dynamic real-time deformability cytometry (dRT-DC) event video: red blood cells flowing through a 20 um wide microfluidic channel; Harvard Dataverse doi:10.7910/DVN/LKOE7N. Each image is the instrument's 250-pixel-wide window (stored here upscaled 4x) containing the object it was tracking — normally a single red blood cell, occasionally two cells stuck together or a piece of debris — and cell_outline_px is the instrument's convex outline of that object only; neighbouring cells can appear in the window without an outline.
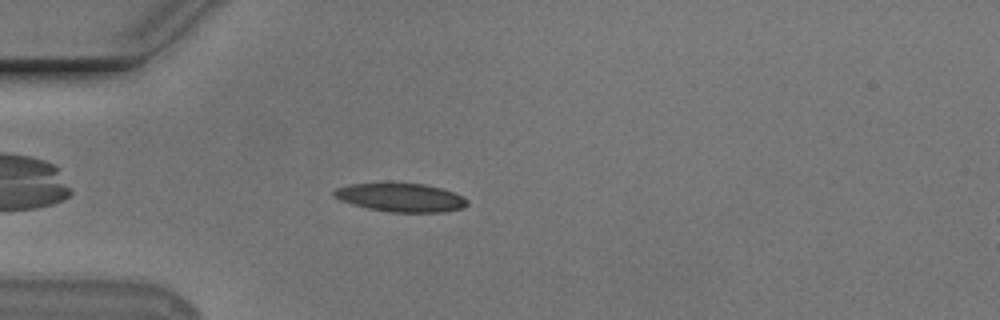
{"species": "Egyptian fruit bat (a non-hibernating species)", "species_latin": "Rousettus aegyptiacus", "temperature_condition": "cold", "stored_images_in_passage": 45, "camera_frame_rate_fps": 3000, "um_per_image_px": 0.085, "animal": {"sex": "male"}, "frame": {"image": 1, "passage_image": 6, "time_ms": 1.667, "image_size_px": [1000, 320], "cell_outline_px": [[468, 204], [464, 208], [444, 212], [388, 212], [368, 208], [352, 204], [340, 200], [332, 196], [332, 192], [336, 188], [348, 184], [424, 184], [440, 188], [452, 192], [468, 200]], "centroid_in_image_um": [34.05, 16.8], "position_along_channel_um": 51.0, "area_um2": 21.91}}
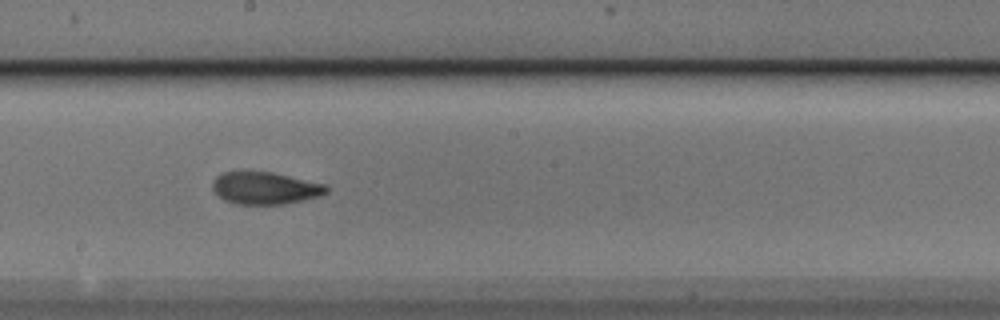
{"frame": {"image": 2, "passage_image": 21, "time_ms": 6.667, "image_size_px": [1000, 320], "cell_outline_px": [[328, 192], [320, 196], [304, 200], [284, 204], [236, 204], [224, 200], [216, 196], [212, 188], [212, 180], [216, 176], [224, 172], [272, 172], [328, 184]], "centroid_in_image_um": [22.54, 15.99], "position_along_channel_um": 225.7, "area_um2": 21.68}}
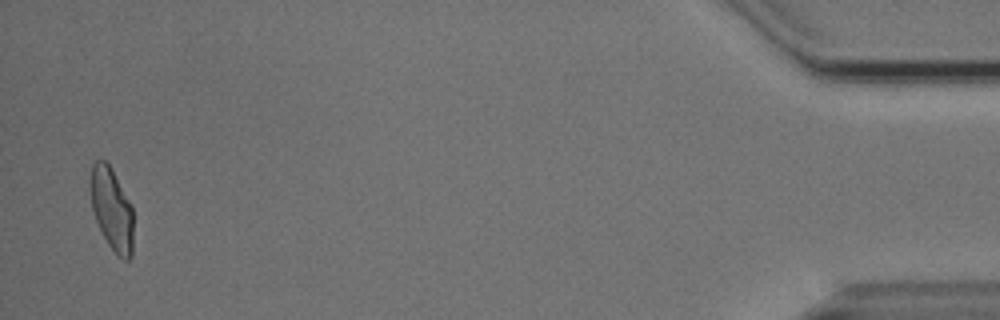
{"frame": {"image": 3, "passage_image": 44, "time_ms": 14.333, "image_size_px": [1000, 320], "cell_outline_px": [[132, 256], [128, 260], [124, 260], [116, 256], [108, 244], [96, 220], [92, 208], [88, 184], [92, 164], [96, 160], [104, 160], [112, 168], [132, 204]], "centroid_in_image_um": [9.48, 17.75], "position_along_channel_um": 425.7, "area_um2": 20.98}, "authors_computed_cell_mechanics": {"area_um2": 21.5016, "velocity_mm_per_s": 3.7433, "shape_relaxation_time_tau1_ms": 5.2468, "shape_relaxation_time_tau2_ms": 2.0947, "deformation_change_tau1": 0.1722, "deformation_change_tau2": 0.0835}}